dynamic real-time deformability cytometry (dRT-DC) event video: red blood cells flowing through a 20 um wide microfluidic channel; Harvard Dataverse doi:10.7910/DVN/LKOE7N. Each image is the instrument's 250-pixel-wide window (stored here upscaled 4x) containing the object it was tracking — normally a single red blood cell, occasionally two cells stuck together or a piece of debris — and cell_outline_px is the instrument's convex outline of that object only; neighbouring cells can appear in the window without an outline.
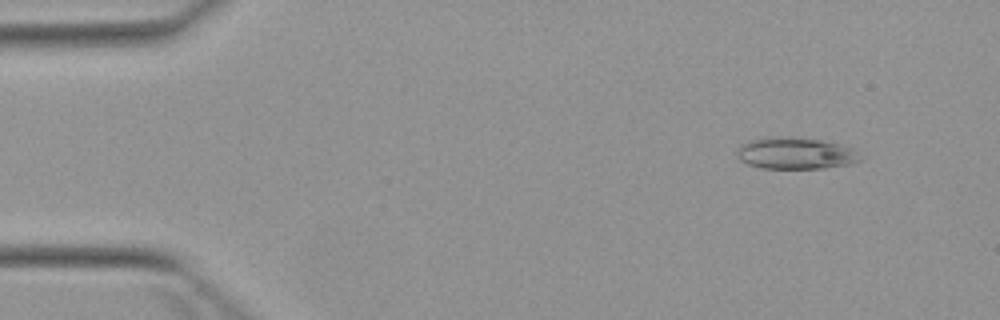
{"species": "Egyptian fruit bat (a non-hibernating species)", "species_latin": "Rousettus aegyptiacus", "temperature_condition": "warm", "stored_images_in_passage": 5, "camera_frame_rate_fps": 3000, "um_per_image_px": 0.085, "animal": {"sex": "female"}, "frame": {"image": 1, "passage_image": 2, "time_ms": 1.333, "image_size_px": [1000, 320], "cell_outline_px": [[864, 160], [848, 164], [824, 168], [760, 168], [748, 164], [740, 160], [736, 156], [736, 152], [740, 144], [748, 140], [764, 136], [788, 136], [820, 140], [840, 144], [852, 148]], "centroid_in_image_um": [67.56, 13.01], "position_along_channel_um": 17.4, "area_um2": 23.06}}
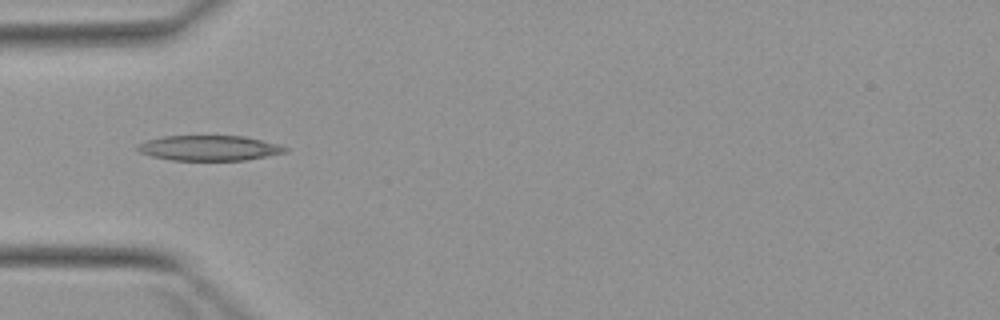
{"frame": {"image": 2, "passage_image": 5, "time_ms": 5.0, "image_size_px": [1000, 320], "cell_outline_px": [[288, 152], [244, 160], [172, 160], [152, 156], [140, 152], [136, 148], [136, 144], [144, 140], [164, 136], [244, 136], [280, 144], [288, 148]], "centroid_in_image_um": [17.77, 12.57], "position_along_channel_um": 67.2, "area_um2": 21.73}}